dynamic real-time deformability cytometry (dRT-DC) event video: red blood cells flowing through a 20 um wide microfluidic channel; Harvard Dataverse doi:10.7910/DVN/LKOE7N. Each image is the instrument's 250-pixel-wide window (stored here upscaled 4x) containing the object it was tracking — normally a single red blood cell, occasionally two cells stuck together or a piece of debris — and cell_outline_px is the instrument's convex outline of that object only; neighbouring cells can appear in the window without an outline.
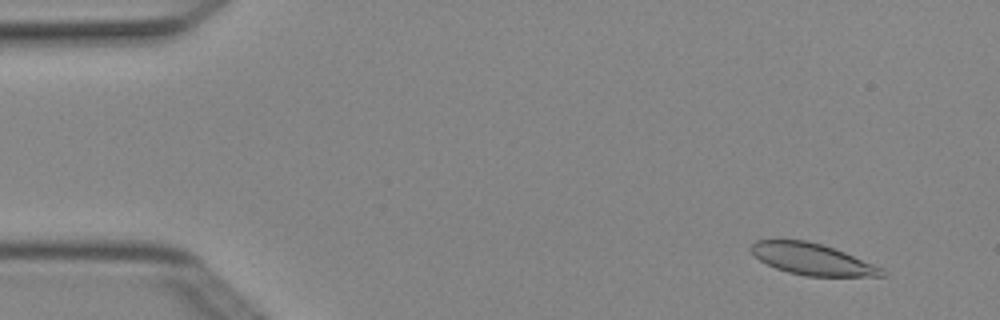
{"species": "Egyptian fruit bat (a non-hibernating species)", "species_latin": "Rousettus aegyptiacus", "temperature_condition": "cold", "stored_images_in_passage": 6, "camera_frame_rate_fps": 3000, "um_per_image_px": 0.085, "animal": {"sex": "female"}, "frame": {"image": 1, "passage_image": 2, "time_ms": 0.333, "image_size_px": [1000, 320], "cell_outline_px": [[888, 276], [804, 276], [788, 272], [776, 268], [760, 260], [752, 252], [752, 244], [756, 240], [808, 240], [844, 252], [884, 268]], "centroid_in_image_um": [69.09, 22.04], "position_along_channel_um": 15.9, "area_um2": 23.76}}
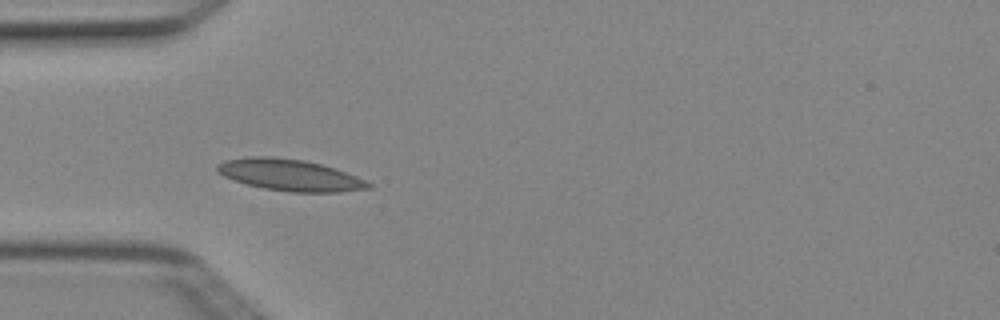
{"frame": {"image": 2, "passage_image": 5, "time_ms": 1.333, "image_size_px": [1000, 320], "cell_outline_px": [[372, 188], [340, 192], [292, 192], [264, 188], [248, 184], [224, 176], [216, 172], [216, 164], [224, 160], [248, 156], [272, 156], [304, 160], [320, 164], [356, 176], [372, 184]], "centroid_in_image_um": [24.6, 14.87], "position_along_channel_um": 60.4, "area_um2": 27.63}}
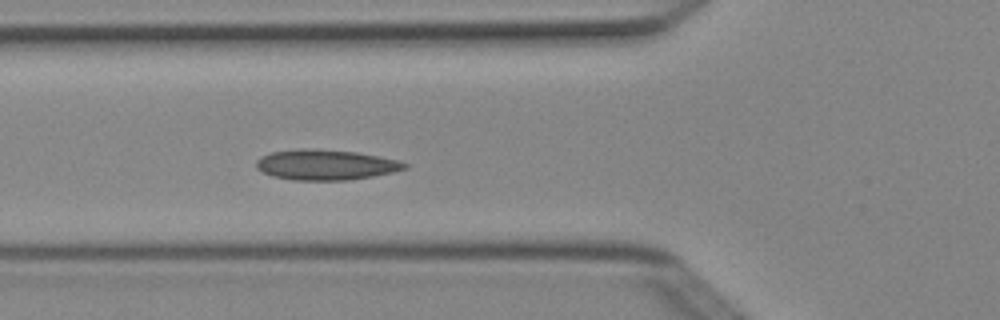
{"frame": {"image": 3, "passage_image": 6, "time_ms": 1.667, "image_size_px": [1000, 320], "cell_outline_px": [[408, 168], [392, 172], [372, 176], [348, 180], [292, 180], [272, 176], [256, 168], [256, 160], [260, 156], [272, 152], [300, 148], [316, 148], [356, 152], [380, 156], [400, 160], [408, 164]], "centroid_in_image_um": [27.68, 13.99], "position_along_channel_um": 98.1, "area_um2": 26.47}}